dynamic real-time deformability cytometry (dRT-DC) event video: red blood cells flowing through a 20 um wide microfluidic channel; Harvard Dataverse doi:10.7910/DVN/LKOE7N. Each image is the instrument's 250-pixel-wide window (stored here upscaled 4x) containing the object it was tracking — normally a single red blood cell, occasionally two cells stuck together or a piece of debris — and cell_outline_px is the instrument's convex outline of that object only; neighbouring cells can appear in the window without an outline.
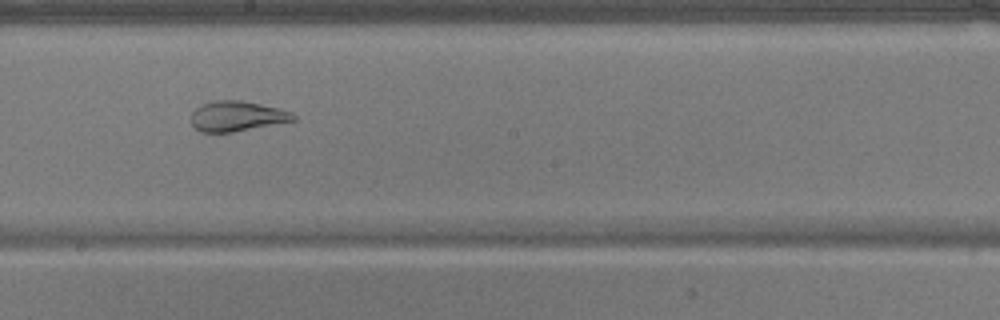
{"species": "common noctule bat (a hibernating species)", "species_latin": "Nyctalus noctula", "temperature_condition": "warm", "stored_images_in_passage": 52, "segment_of_instrument_passage": [2, 2], "camera_frame_rate_fps": 3000, "um_per_image_px": 0.085, "animal": {"sex": "male", "body_mass_g": 17.9}, "frame": {"image": 1, "passage_image": 29, "time_ms": 9.333, "image_size_px": [1000, 320], "cell_outline_px": [[296, 120], [232, 132], [200, 132], [192, 124], [192, 112], [200, 104], [212, 100], [244, 100], [280, 108], [292, 112], [296, 116]], "centroid_in_image_um": [20.15, 9.85], "position_along_channel_um": 228.1, "area_um2": 18.09}}
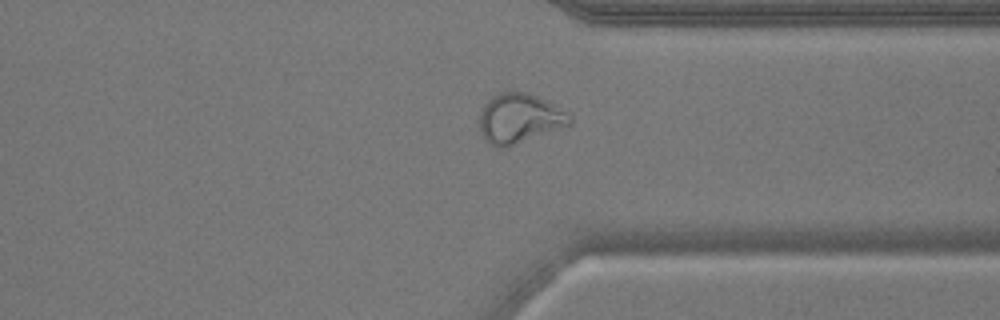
{"frame": {"image": 2, "passage_image": 40, "time_ms": 13.0, "image_size_px": [1000, 320], "cell_outline_px": [[572, 124], [508, 148], [500, 148], [484, 140], [480, 132], [480, 112], [484, 104], [492, 96], [500, 92], [528, 92], [544, 100], [572, 116]], "centroid_in_image_um": [44.13, 10.09], "position_along_channel_um": 367.3, "area_um2": 26.13}}
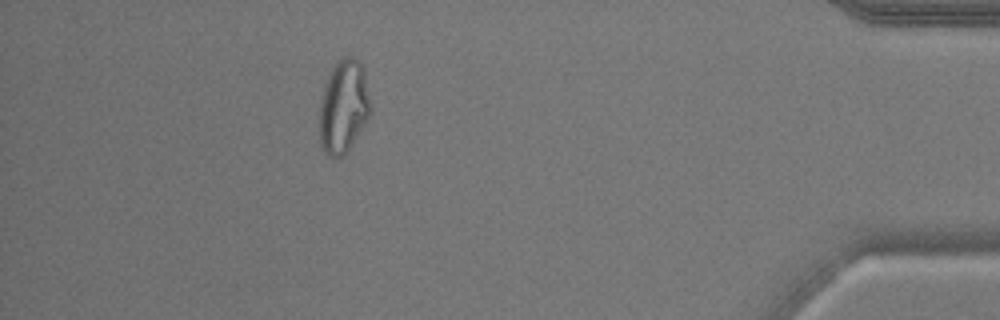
{"frame": {"image": 3, "passage_image": 47, "time_ms": 15.333, "image_size_px": [1000, 320], "cell_outline_px": [[372, 104], [368, 116], [348, 152], [344, 156], [336, 160], [328, 156], [324, 152], [320, 144], [320, 96], [328, 72], [336, 60], [344, 56], [352, 56], [364, 68]], "centroid_in_image_um": [29.18, 9.05], "position_along_channel_um": 406.0, "area_um2": 28.38}}